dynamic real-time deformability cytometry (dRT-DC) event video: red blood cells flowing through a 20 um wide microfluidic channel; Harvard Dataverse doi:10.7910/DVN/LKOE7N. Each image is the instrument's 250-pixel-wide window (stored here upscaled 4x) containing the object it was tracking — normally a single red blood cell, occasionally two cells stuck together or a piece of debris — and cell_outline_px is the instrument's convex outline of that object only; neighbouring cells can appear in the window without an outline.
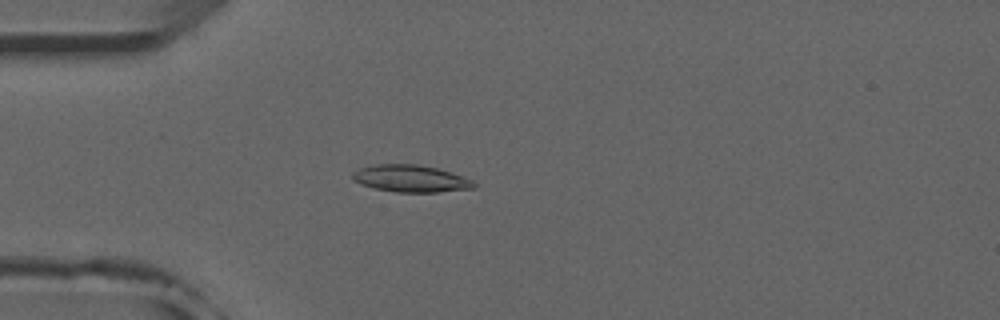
{"species": "common noctule bat (a hibernating species)", "species_latin": "Nyctalus noctula", "temperature_condition": "room temperature", "stored_images_in_passage": 52, "camera_frame_rate_fps": 3000, "um_per_image_px": 0.085, "animal": {"sex": "male", "forearm_length_mm": 52.5}, "frame": {"image": 1, "passage_image": 14, "time_ms": 4.333, "image_size_px": [1000, 320], "cell_outline_px": [[476, 188], [436, 192], [396, 192], [372, 188], [360, 184], [352, 180], [352, 172], [360, 168], [372, 164], [416, 164], [436, 168], [464, 176], [472, 180], [476, 184]], "centroid_in_image_um": [34.88, 15.18], "position_along_channel_um": 50.1, "area_um2": 19.31}}
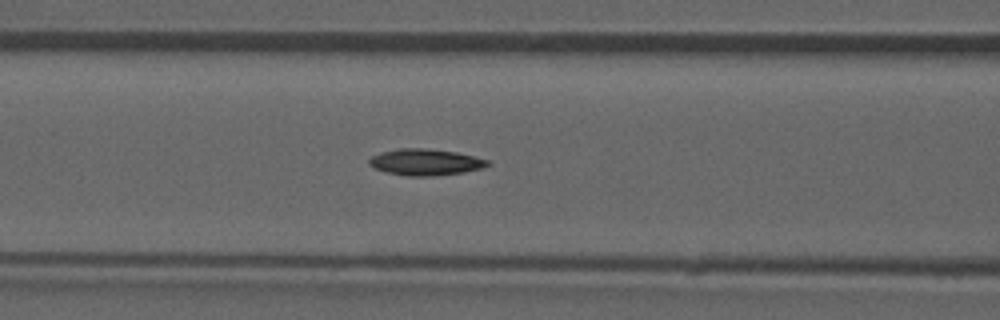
{"frame": {"image": 2, "passage_image": 21, "time_ms": 6.667, "image_size_px": [1000, 320], "cell_outline_px": [[492, 164], [484, 168], [464, 172], [432, 176], [408, 176], [388, 172], [376, 168], [368, 164], [368, 160], [372, 156], [380, 152], [400, 148], [424, 148], [456, 152], [488, 160]], "centroid_in_image_um": [36.18, 13.78], "position_along_channel_um": 130.4, "area_um2": 18.15}}
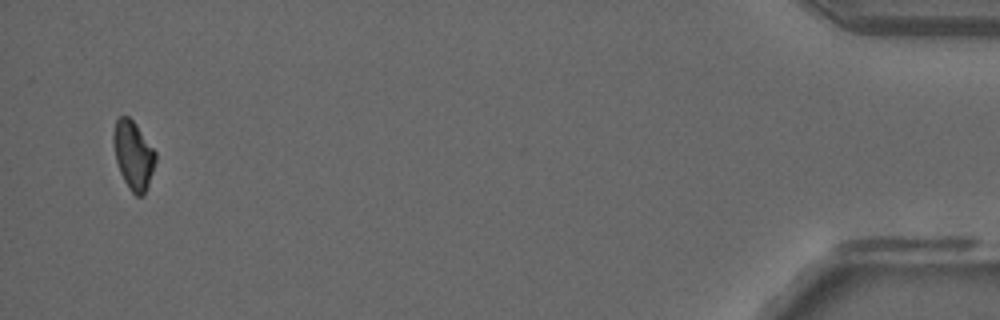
{"frame": {"image": 3, "passage_image": 50, "time_ms": 16.333, "image_size_px": [1000, 320], "cell_outline_px": [[156, 160], [144, 196], [136, 196], [128, 188], [120, 172], [116, 160], [112, 140], [112, 136], [116, 120], [120, 116], [128, 116], [136, 124], [156, 152]], "centroid_in_image_um": [11.32, 13.18], "position_along_channel_um": 423.9, "area_um2": 16.7}, "authors_computed_cell_mechanics": {"area_um2": 17.6868, "velocity_mm_per_s": 3.9369, "shape_relaxation_time_tau1_ms": 10.3463, "shape_relaxation_time_tau2_ms": null, "deformation_change_tau1": 0.1962, "deformation_change_tau2": null}}